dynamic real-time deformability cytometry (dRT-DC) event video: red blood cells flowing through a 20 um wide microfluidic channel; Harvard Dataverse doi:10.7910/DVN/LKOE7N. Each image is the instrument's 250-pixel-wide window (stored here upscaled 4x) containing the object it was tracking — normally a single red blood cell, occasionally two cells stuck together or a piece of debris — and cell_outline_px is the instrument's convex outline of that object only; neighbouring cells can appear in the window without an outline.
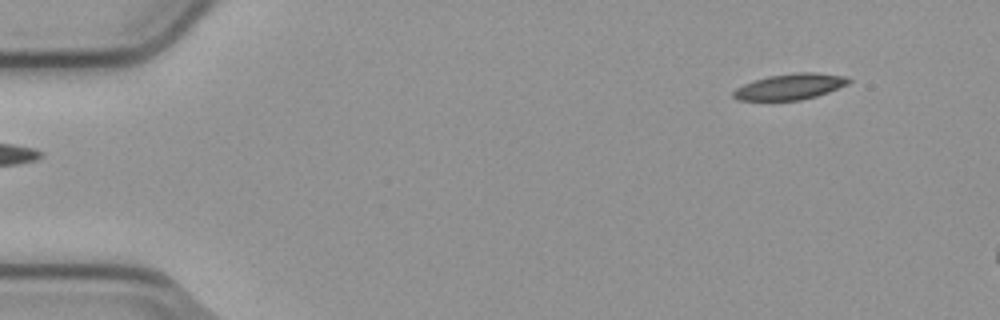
{"species": "common noctule bat (a hibernating species)", "species_latin": "Nyctalus noctula", "temperature_condition": "cold", "stored_images_in_passage": 7, "camera_frame_rate_fps": 3000, "um_per_image_px": 0.085, "animal": {"sex": "male", "body_mass_g": 23.1, "forearm_length_mm": 52.7}, "frame": {"image": 1, "passage_image": 1, "time_ms": 0.0, "image_size_px": [1000, 320], "cell_outline_px": [[852, 80], [848, 84], [828, 92], [816, 96], [800, 100], [736, 100], [732, 96], [732, 92], [736, 88], [744, 84], [768, 76], [792, 72], [812, 72], [844, 76]], "centroid_in_image_um": [67.14, 7.36], "position_along_channel_um": 17.9, "area_um2": 17.34}}